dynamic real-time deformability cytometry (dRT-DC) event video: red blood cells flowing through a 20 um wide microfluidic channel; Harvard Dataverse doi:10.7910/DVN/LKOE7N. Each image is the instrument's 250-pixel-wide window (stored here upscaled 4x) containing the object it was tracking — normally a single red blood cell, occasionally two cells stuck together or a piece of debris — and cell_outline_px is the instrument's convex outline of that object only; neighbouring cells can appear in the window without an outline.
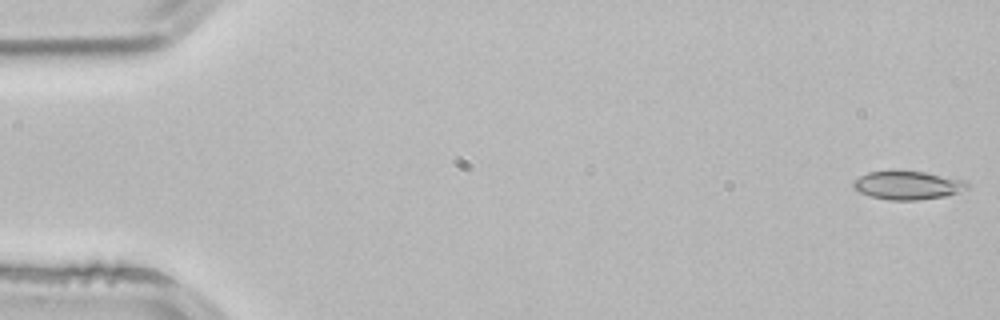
{"species": "common noctule bat (a hibernating species)", "species_latin": "Nyctalus noctula", "temperature_condition": "room temperature", "stored_images_in_passage": 4, "camera_frame_rate_fps": 3000, "um_per_image_px": 0.085, "animal": {"sex": "male", "body_mass_g": 21.5, "forearm_length_mm": 52.0}, "frame": {"image": 1, "passage_image": 4, "time_ms": 1.0, "image_size_px": [1000, 320], "cell_outline_px": [[968, 188], [960, 192], [948, 196], [916, 200], [892, 200], [872, 196], [860, 192], [852, 184], [852, 180], [868, 172], [924, 172], [968, 180]], "centroid_in_image_um": [77.22, 15.76], "position_along_channel_um": 7.8, "area_um2": 18.67}}